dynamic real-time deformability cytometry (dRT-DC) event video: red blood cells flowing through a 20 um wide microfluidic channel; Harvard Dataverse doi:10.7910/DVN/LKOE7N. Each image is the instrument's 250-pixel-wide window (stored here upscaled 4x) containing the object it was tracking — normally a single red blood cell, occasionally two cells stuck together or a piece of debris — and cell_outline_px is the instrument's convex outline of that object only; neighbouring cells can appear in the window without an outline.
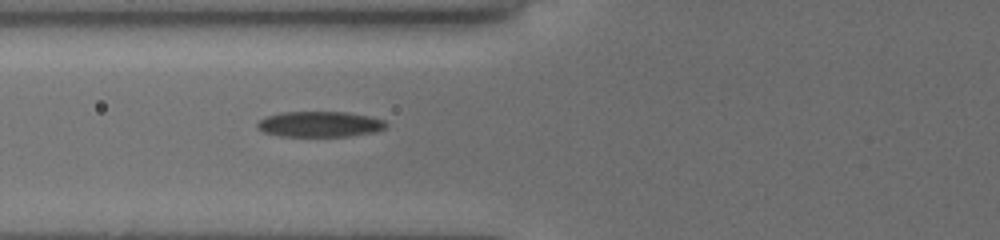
{"species": "common noctule bat (a hibernating species)", "species_latin": "Nyctalus noctula", "temperature_condition": "cold", "stored_images_in_passage": 5, "camera_frame_rate_fps": 3000, "um_per_image_px": 0.085, "animal": {"sex": "female", "body_mass_g": 19.5, "forearm_length_mm": 54.1}, "frame": {"image": 1, "passage_image": 2, "time_ms": 1.0, "image_size_px": [1000, 240], "cell_outline_px": [[388, 124], [384, 128], [376, 132], [348, 136], [280, 136], [264, 132], [256, 124], [260, 120], [268, 116], [280, 112], [344, 112], [368, 116], [384, 120]], "centroid_in_image_um": [27.2, 10.56], "position_along_channel_um": 98.6, "area_um2": 19.02}}
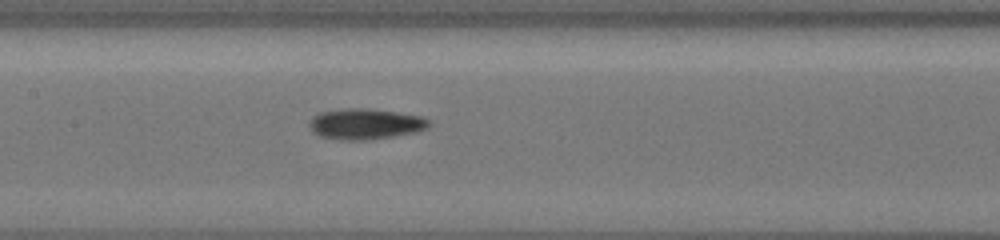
{"frame": {"image": 2, "passage_image": 4, "time_ms": 3.0, "image_size_px": [1000, 240], "cell_outline_px": [[428, 128], [416, 132], [392, 136], [364, 140], [340, 140], [320, 136], [312, 132], [308, 124], [312, 116], [320, 112], [344, 108], [360, 108], [396, 112], [420, 116], [428, 120]], "centroid_in_image_um": [30.99, 10.54], "position_along_channel_um": 176.4, "area_um2": 21.27}}
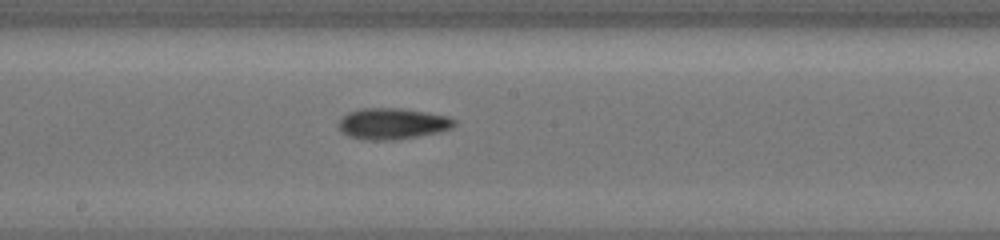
{"frame": {"image": 3, "passage_image": 5, "time_ms": 4.0, "image_size_px": [1000, 240], "cell_outline_px": [[456, 124], [452, 128], [440, 132], [392, 140], [368, 140], [348, 136], [340, 132], [340, 120], [348, 112], [360, 108], [400, 108], [448, 116], [456, 120]], "centroid_in_image_um": [33.36, 10.51], "position_along_channel_um": 214.8, "area_um2": 20.92}}